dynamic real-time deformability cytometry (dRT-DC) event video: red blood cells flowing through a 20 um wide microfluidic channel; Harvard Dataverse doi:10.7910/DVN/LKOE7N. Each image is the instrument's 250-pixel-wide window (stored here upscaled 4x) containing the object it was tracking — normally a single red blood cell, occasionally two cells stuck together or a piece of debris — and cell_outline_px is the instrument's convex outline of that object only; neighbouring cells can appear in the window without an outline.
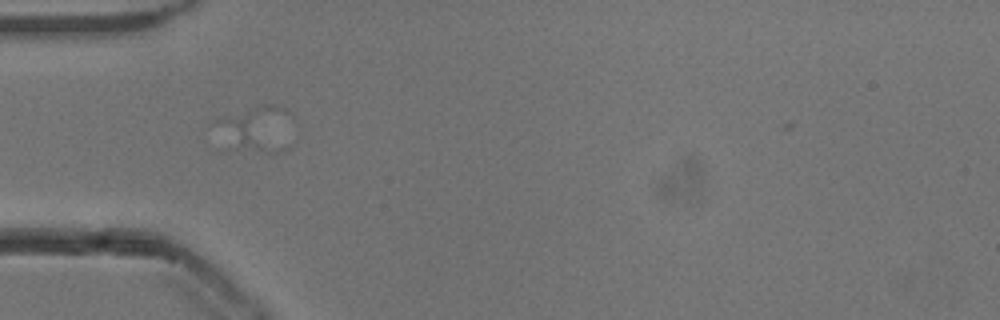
{"species": "common noctule bat (a hibernating species)", "species_latin": "Nyctalus noctula", "temperature_condition": "cold", "stored_images_in_passage": 12, "camera_frame_rate_fps": 3000, "um_per_image_px": 0.085, "animal": {"sex": "male", "body_mass_g": 13.3}, "frame": {"image": 1, "passage_image": 11, "time_ms": 3.333, "image_size_px": [1000, 320], "cell_outline_px": [[296, 144], [288, 148], [276, 152], [272, 152], [216, 148], [204, 128], [212, 120], [260, 104], [272, 104], [284, 108], [292, 116]], "centroid_in_image_um": [21.59, 11.02], "position_along_channel_um": 63.4, "area_um2": 24.04}}